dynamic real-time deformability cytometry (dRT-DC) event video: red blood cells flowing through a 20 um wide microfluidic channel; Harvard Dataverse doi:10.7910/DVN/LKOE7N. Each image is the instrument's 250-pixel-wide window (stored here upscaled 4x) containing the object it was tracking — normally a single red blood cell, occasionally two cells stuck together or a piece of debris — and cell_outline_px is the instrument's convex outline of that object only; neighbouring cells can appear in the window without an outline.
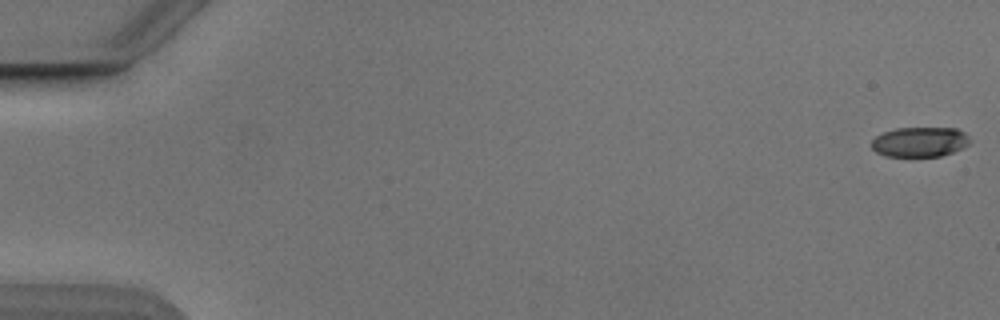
{"species": "Egyptian fruit bat (a non-hibernating species)", "species_latin": "Rousettus aegyptiacus", "temperature_condition": "cold", "stored_images_in_passage": 52, "camera_frame_rate_fps": 3000, "um_per_image_px": 0.085, "animal": {"sex": "male"}, "frame": {"image": 1, "passage_image": 1, "time_ms": 0.0, "image_size_px": [1000, 320], "cell_outline_px": [[968, 144], [964, 148], [940, 156], [884, 156], [876, 152], [872, 148], [872, 140], [876, 136], [884, 132], [896, 128], [956, 128], [964, 132], [968, 136]], "centroid_in_image_um": [78.17, 12.06], "position_along_channel_um": 6.8, "area_um2": 17.05}}
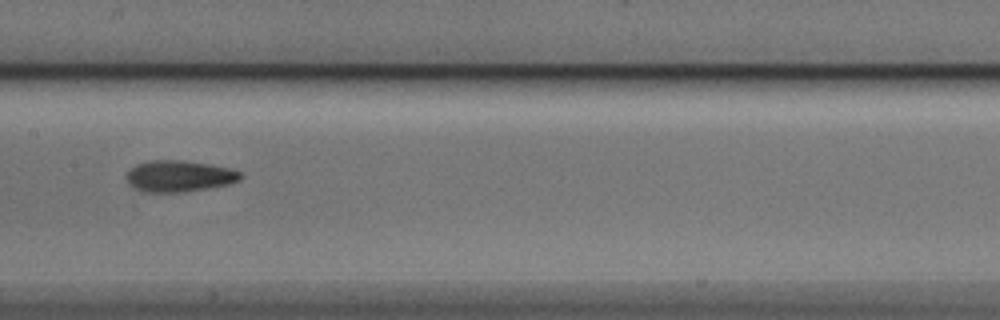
{"frame": {"image": 2, "passage_image": 28, "time_ms": 9.0, "image_size_px": [1000, 320], "cell_outline_px": [[244, 176], [240, 180], [228, 184], [184, 192], [144, 192], [132, 188], [128, 184], [124, 176], [136, 164], [148, 160], [184, 160], [208, 164], [228, 168], [240, 172]], "centroid_in_image_um": [15.18, 14.97], "position_along_channel_um": 192.2, "area_um2": 20.98}}
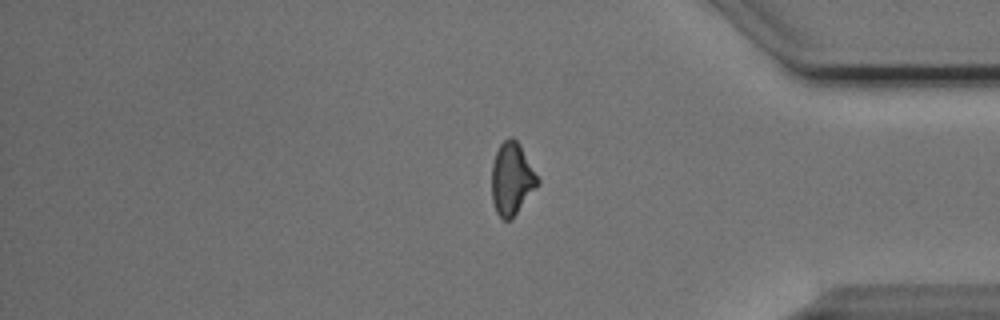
{"frame": {"image": 3, "passage_image": 45, "time_ms": 14.667, "image_size_px": [1000, 320], "cell_outline_px": [[540, 184], [512, 220], [504, 220], [496, 212], [492, 200], [492, 164], [496, 152], [500, 144], [508, 136], [512, 136], [520, 144], [540, 180]], "centroid_in_image_um": [43.52, 15.21], "position_along_channel_um": 391.7, "area_um2": 19.65}}